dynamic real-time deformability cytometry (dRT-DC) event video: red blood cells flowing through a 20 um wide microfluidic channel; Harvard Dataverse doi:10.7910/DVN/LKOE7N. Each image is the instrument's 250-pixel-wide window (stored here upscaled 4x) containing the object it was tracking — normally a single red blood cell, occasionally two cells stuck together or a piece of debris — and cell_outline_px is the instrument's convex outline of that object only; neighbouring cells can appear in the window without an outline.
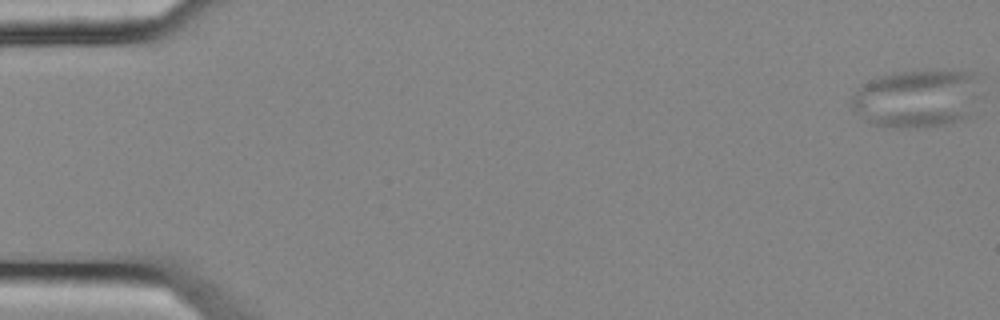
{"species": "common noctule bat (a hibernating species)", "species_latin": "Nyctalus noctula", "temperature_condition": "cold", "stored_images_in_passage": 12, "camera_frame_rate_fps": 3000, "um_per_image_px": 0.085, "animal": {"sex": "female", "body_mass_g": 25.1}, "frame": {"image": 1, "passage_image": 1, "time_ms": 0.0, "image_size_px": [1000, 320], "cell_outline_px": [[976, 116], [968, 120], [928, 128], [892, 128], [872, 124], [864, 120], [852, 108], [852, 96], [860, 84], [876, 76], [892, 72], [976, 72]], "centroid_in_image_um": [77.93, 8.43], "position_along_channel_um": 7.1, "area_um2": 44.39}}